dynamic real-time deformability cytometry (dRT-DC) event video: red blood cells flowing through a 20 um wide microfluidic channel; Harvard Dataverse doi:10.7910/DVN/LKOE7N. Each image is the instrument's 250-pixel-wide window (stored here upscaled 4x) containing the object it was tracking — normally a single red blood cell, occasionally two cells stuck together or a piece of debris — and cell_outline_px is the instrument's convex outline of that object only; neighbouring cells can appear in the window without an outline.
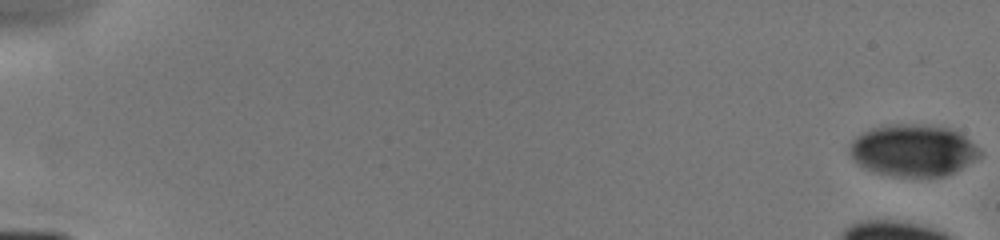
{"species": "human", "species_latin": "Homo sapiens", "temperature_condition": "cold", "stored_images_in_passage": 9, "camera_frame_rate_fps": 3000, "um_per_image_px": 0.085, "donor": {"sex": "male"}, "frame": {"image": 1, "passage_image": 1, "time_ms": 0.0, "image_size_px": [1000, 240], "cell_outline_px": [[980, 156], [956, 172], [944, 176], [892, 176], [876, 172], [864, 168], [852, 160], [852, 140], [856, 136], [872, 128], [888, 124], [912, 124], [948, 128], [964, 136], [980, 148]], "centroid_in_image_um": [77.62, 12.79], "position_along_channel_um": 7.4, "area_um2": 38.96}}